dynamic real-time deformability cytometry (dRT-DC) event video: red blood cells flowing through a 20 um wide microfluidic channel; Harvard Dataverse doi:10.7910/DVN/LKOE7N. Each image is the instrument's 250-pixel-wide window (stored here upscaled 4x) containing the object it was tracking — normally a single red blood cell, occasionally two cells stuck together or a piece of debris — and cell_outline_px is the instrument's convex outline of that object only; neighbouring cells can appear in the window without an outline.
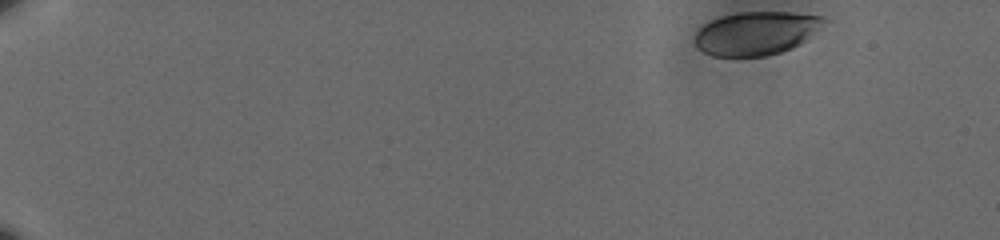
{"species": "human", "species_latin": "Homo sapiens", "temperature_condition": "cold", "stored_images_in_passage": 54, "camera_frame_rate_fps": 3000, "um_per_image_px": 0.085, "donor": {"sex": "male"}, "frame": {"image": 1, "passage_image": 1, "time_ms": 0.0, "image_size_px": [1000, 240], "cell_outline_px": [[820, 20], [804, 40], [800, 44], [792, 48], [780, 52], [764, 56], [712, 56], [704, 52], [696, 44], [696, 32], [704, 24], [720, 16], [736, 12], [788, 12], [820, 16]], "centroid_in_image_um": [64.14, 2.83], "position_along_channel_um": 20.9, "area_um2": 31.56}}
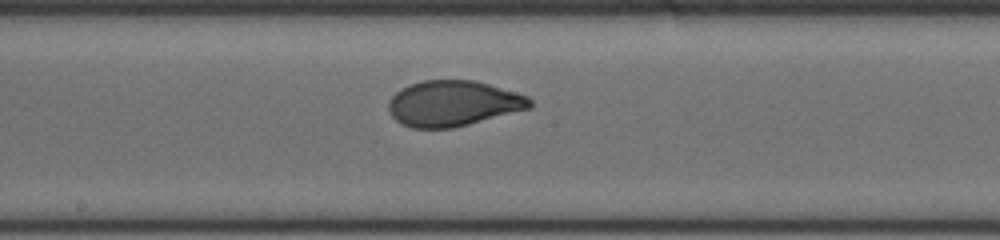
{"frame": {"image": 2, "passage_image": 30, "time_ms": 9.667, "image_size_px": [1000, 240], "cell_outline_px": [[532, 108], [452, 128], [412, 128], [400, 124], [392, 116], [388, 108], [388, 100], [400, 88], [424, 80], [476, 80], [528, 96], [532, 100]], "centroid_in_image_um": [38.51, 8.79], "position_along_channel_um": 209.7, "area_um2": 37.63}}
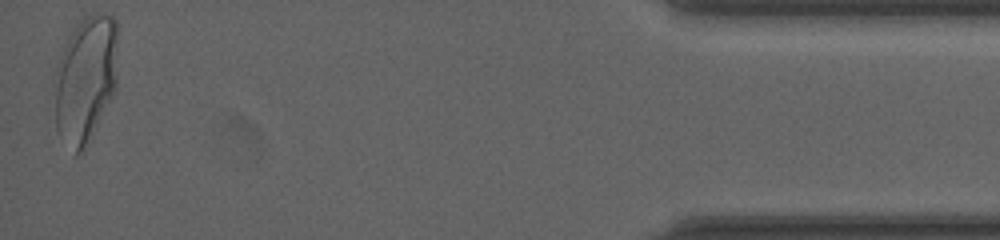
{"frame": {"image": 3, "passage_image": 54, "time_ms": 17.667, "image_size_px": [1000, 240], "cell_outline_px": [[116, 92], [88, 144], [76, 156], [72, 156], [56, 128], [56, 64], [68, 36], [80, 16], [96, 12], [104, 12], [112, 16], [116, 20]], "centroid_in_image_um": [7.28, 6.72], "position_along_channel_um": 427.9, "area_um2": 47.57}, "authors_computed_cell_mechanics": {"area_um2": 37.2232, "velocity_mm_per_s": 3.5756, "shape_relaxation_time_tau1_ms": 4.5359, "shape_relaxation_time_tau2_ms": null, "deformation_change_tau1": 0.1618, "deformation_change_tau2": null}}